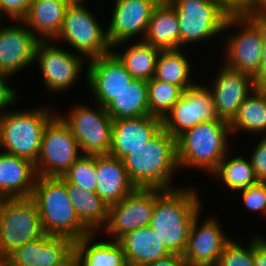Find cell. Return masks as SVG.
Wrapping results in <instances>:
<instances>
[{
    "label": "cell",
    "instance_id": "1",
    "mask_svg": "<svg viewBox=\"0 0 266 266\" xmlns=\"http://www.w3.org/2000/svg\"><path fill=\"white\" fill-rule=\"evenodd\" d=\"M192 187L163 190L155 188V206L150 226L157 231L171 254H181L187 246L194 218L201 213L202 202Z\"/></svg>",
    "mask_w": 266,
    "mask_h": 266
},
{
    "label": "cell",
    "instance_id": "2",
    "mask_svg": "<svg viewBox=\"0 0 266 266\" xmlns=\"http://www.w3.org/2000/svg\"><path fill=\"white\" fill-rule=\"evenodd\" d=\"M130 181L140 188L169 190L178 171L176 138L161 129L151 140L122 159Z\"/></svg>",
    "mask_w": 266,
    "mask_h": 266
},
{
    "label": "cell",
    "instance_id": "3",
    "mask_svg": "<svg viewBox=\"0 0 266 266\" xmlns=\"http://www.w3.org/2000/svg\"><path fill=\"white\" fill-rule=\"evenodd\" d=\"M230 136L229 123L224 120L203 122L187 129L176 138L178 168H196L212 174L231 151Z\"/></svg>",
    "mask_w": 266,
    "mask_h": 266
},
{
    "label": "cell",
    "instance_id": "4",
    "mask_svg": "<svg viewBox=\"0 0 266 266\" xmlns=\"http://www.w3.org/2000/svg\"><path fill=\"white\" fill-rule=\"evenodd\" d=\"M30 198L39 211L45 234L76 242L91 233L77 217L66 184L59 177L37 176Z\"/></svg>",
    "mask_w": 266,
    "mask_h": 266
},
{
    "label": "cell",
    "instance_id": "5",
    "mask_svg": "<svg viewBox=\"0 0 266 266\" xmlns=\"http://www.w3.org/2000/svg\"><path fill=\"white\" fill-rule=\"evenodd\" d=\"M38 107L19 111L13 108L0 115V149L3 152L36 163L45 126L57 112L50 106Z\"/></svg>",
    "mask_w": 266,
    "mask_h": 266
},
{
    "label": "cell",
    "instance_id": "6",
    "mask_svg": "<svg viewBox=\"0 0 266 266\" xmlns=\"http://www.w3.org/2000/svg\"><path fill=\"white\" fill-rule=\"evenodd\" d=\"M240 27L239 32L224 39V65L239 72L255 76L259 71L262 55L266 15L231 14L224 31Z\"/></svg>",
    "mask_w": 266,
    "mask_h": 266
},
{
    "label": "cell",
    "instance_id": "7",
    "mask_svg": "<svg viewBox=\"0 0 266 266\" xmlns=\"http://www.w3.org/2000/svg\"><path fill=\"white\" fill-rule=\"evenodd\" d=\"M167 1L176 10L180 30V49L188 44L204 43L223 33L226 21L231 15L216 0Z\"/></svg>",
    "mask_w": 266,
    "mask_h": 266
},
{
    "label": "cell",
    "instance_id": "8",
    "mask_svg": "<svg viewBox=\"0 0 266 266\" xmlns=\"http://www.w3.org/2000/svg\"><path fill=\"white\" fill-rule=\"evenodd\" d=\"M98 21L85 5H69L61 29L52 41L66 42L73 52L88 60L111 53L107 29Z\"/></svg>",
    "mask_w": 266,
    "mask_h": 266
},
{
    "label": "cell",
    "instance_id": "9",
    "mask_svg": "<svg viewBox=\"0 0 266 266\" xmlns=\"http://www.w3.org/2000/svg\"><path fill=\"white\" fill-rule=\"evenodd\" d=\"M43 235L39 211L30 197L0 199V257Z\"/></svg>",
    "mask_w": 266,
    "mask_h": 266
},
{
    "label": "cell",
    "instance_id": "10",
    "mask_svg": "<svg viewBox=\"0 0 266 266\" xmlns=\"http://www.w3.org/2000/svg\"><path fill=\"white\" fill-rule=\"evenodd\" d=\"M81 155L71 128L57 112L43 132L40 154L35 163L37 175L61 177Z\"/></svg>",
    "mask_w": 266,
    "mask_h": 266
},
{
    "label": "cell",
    "instance_id": "11",
    "mask_svg": "<svg viewBox=\"0 0 266 266\" xmlns=\"http://www.w3.org/2000/svg\"><path fill=\"white\" fill-rule=\"evenodd\" d=\"M93 106L76 104L66 115H59L71 128L82 155H108L113 120L105 107L98 103Z\"/></svg>",
    "mask_w": 266,
    "mask_h": 266
},
{
    "label": "cell",
    "instance_id": "12",
    "mask_svg": "<svg viewBox=\"0 0 266 266\" xmlns=\"http://www.w3.org/2000/svg\"><path fill=\"white\" fill-rule=\"evenodd\" d=\"M52 42L51 40V42L40 41L38 43L35 61L40 67L43 86H46L48 93L58 94L77 83L76 81L82 75V70L88 65L86 64L88 60L74 52L70 53V49L64 50Z\"/></svg>",
    "mask_w": 266,
    "mask_h": 266
},
{
    "label": "cell",
    "instance_id": "13",
    "mask_svg": "<svg viewBox=\"0 0 266 266\" xmlns=\"http://www.w3.org/2000/svg\"><path fill=\"white\" fill-rule=\"evenodd\" d=\"M155 206V188L136 187L119 203L109 206L108 220L101 230L119 241L127 233L151 224Z\"/></svg>",
    "mask_w": 266,
    "mask_h": 266
},
{
    "label": "cell",
    "instance_id": "14",
    "mask_svg": "<svg viewBox=\"0 0 266 266\" xmlns=\"http://www.w3.org/2000/svg\"><path fill=\"white\" fill-rule=\"evenodd\" d=\"M221 120L208 85L197 83L183 91L177 103L162 119V128L174 138L199 123Z\"/></svg>",
    "mask_w": 266,
    "mask_h": 266
},
{
    "label": "cell",
    "instance_id": "15",
    "mask_svg": "<svg viewBox=\"0 0 266 266\" xmlns=\"http://www.w3.org/2000/svg\"><path fill=\"white\" fill-rule=\"evenodd\" d=\"M161 0H115L111 20L107 27V37L112 51L127 41L143 40L153 10ZM140 35V36H139ZM125 42V43H124Z\"/></svg>",
    "mask_w": 266,
    "mask_h": 266
},
{
    "label": "cell",
    "instance_id": "16",
    "mask_svg": "<svg viewBox=\"0 0 266 266\" xmlns=\"http://www.w3.org/2000/svg\"><path fill=\"white\" fill-rule=\"evenodd\" d=\"M200 216L201 213L192 222L183 258L187 266L217 265L224 246L232 238L223 231L217 217H207L200 224Z\"/></svg>",
    "mask_w": 266,
    "mask_h": 266
},
{
    "label": "cell",
    "instance_id": "17",
    "mask_svg": "<svg viewBox=\"0 0 266 266\" xmlns=\"http://www.w3.org/2000/svg\"><path fill=\"white\" fill-rule=\"evenodd\" d=\"M208 89L218 118L230 123L243 101L255 90L254 78L222 64Z\"/></svg>",
    "mask_w": 266,
    "mask_h": 266
},
{
    "label": "cell",
    "instance_id": "18",
    "mask_svg": "<svg viewBox=\"0 0 266 266\" xmlns=\"http://www.w3.org/2000/svg\"><path fill=\"white\" fill-rule=\"evenodd\" d=\"M74 245L68 237L45 234L15 249L6 259L9 266H65L74 258Z\"/></svg>",
    "mask_w": 266,
    "mask_h": 266
},
{
    "label": "cell",
    "instance_id": "19",
    "mask_svg": "<svg viewBox=\"0 0 266 266\" xmlns=\"http://www.w3.org/2000/svg\"><path fill=\"white\" fill-rule=\"evenodd\" d=\"M85 82L95 103L105 107L133 79L118 58L111 52L88 60Z\"/></svg>",
    "mask_w": 266,
    "mask_h": 266
},
{
    "label": "cell",
    "instance_id": "20",
    "mask_svg": "<svg viewBox=\"0 0 266 266\" xmlns=\"http://www.w3.org/2000/svg\"><path fill=\"white\" fill-rule=\"evenodd\" d=\"M39 42L40 40L22 21L12 25L11 23L2 24L0 26V72L15 76L23 68L33 65Z\"/></svg>",
    "mask_w": 266,
    "mask_h": 266
},
{
    "label": "cell",
    "instance_id": "21",
    "mask_svg": "<svg viewBox=\"0 0 266 266\" xmlns=\"http://www.w3.org/2000/svg\"><path fill=\"white\" fill-rule=\"evenodd\" d=\"M162 129V119L154 116L113 120L109 155L123 159L132 150L151 140Z\"/></svg>",
    "mask_w": 266,
    "mask_h": 266
},
{
    "label": "cell",
    "instance_id": "22",
    "mask_svg": "<svg viewBox=\"0 0 266 266\" xmlns=\"http://www.w3.org/2000/svg\"><path fill=\"white\" fill-rule=\"evenodd\" d=\"M37 176L35 163L0 151V199L31 197Z\"/></svg>",
    "mask_w": 266,
    "mask_h": 266
},
{
    "label": "cell",
    "instance_id": "23",
    "mask_svg": "<svg viewBox=\"0 0 266 266\" xmlns=\"http://www.w3.org/2000/svg\"><path fill=\"white\" fill-rule=\"evenodd\" d=\"M96 193L108 205L119 203L136 186L130 181L121 159L96 155Z\"/></svg>",
    "mask_w": 266,
    "mask_h": 266
},
{
    "label": "cell",
    "instance_id": "24",
    "mask_svg": "<svg viewBox=\"0 0 266 266\" xmlns=\"http://www.w3.org/2000/svg\"><path fill=\"white\" fill-rule=\"evenodd\" d=\"M119 243L124 249L127 264L147 266L171 254L150 225L127 233Z\"/></svg>",
    "mask_w": 266,
    "mask_h": 266
},
{
    "label": "cell",
    "instance_id": "25",
    "mask_svg": "<svg viewBox=\"0 0 266 266\" xmlns=\"http://www.w3.org/2000/svg\"><path fill=\"white\" fill-rule=\"evenodd\" d=\"M69 4L32 0L22 22L40 40L51 41L59 33Z\"/></svg>",
    "mask_w": 266,
    "mask_h": 266
},
{
    "label": "cell",
    "instance_id": "26",
    "mask_svg": "<svg viewBox=\"0 0 266 266\" xmlns=\"http://www.w3.org/2000/svg\"><path fill=\"white\" fill-rule=\"evenodd\" d=\"M160 50L180 49V30L175 8L161 0L153 10L143 39Z\"/></svg>",
    "mask_w": 266,
    "mask_h": 266
},
{
    "label": "cell",
    "instance_id": "27",
    "mask_svg": "<svg viewBox=\"0 0 266 266\" xmlns=\"http://www.w3.org/2000/svg\"><path fill=\"white\" fill-rule=\"evenodd\" d=\"M98 233H90L77 240L74 258L79 266H127L125 253L119 241H95Z\"/></svg>",
    "mask_w": 266,
    "mask_h": 266
},
{
    "label": "cell",
    "instance_id": "28",
    "mask_svg": "<svg viewBox=\"0 0 266 266\" xmlns=\"http://www.w3.org/2000/svg\"><path fill=\"white\" fill-rule=\"evenodd\" d=\"M59 178L66 184L68 197L80 222L91 233H101L108 220L109 206L96 192L86 191L64 176Z\"/></svg>",
    "mask_w": 266,
    "mask_h": 266
},
{
    "label": "cell",
    "instance_id": "29",
    "mask_svg": "<svg viewBox=\"0 0 266 266\" xmlns=\"http://www.w3.org/2000/svg\"><path fill=\"white\" fill-rule=\"evenodd\" d=\"M105 109L112 120L149 116L147 81L133 78Z\"/></svg>",
    "mask_w": 266,
    "mask_h": 266
},
{
    "label": "cell",
    "instance_id": "30",
    "mask_svg": "<svg viewBox=\"0 0 266 266\" xmlns=\"http://www.w3.org/2000/svg\"><path fill=\"white\" fill-rule=\"evenodd\" d=\"M229 126L231 135L243 130L266 136V90L255 89L240 105Z\"/></svg>",
    "mask_w": 266,
    "mask_h": 266
},
{
    "label": "cell",
    "instance_id": "31",
    "mask_svg": "<svg viewBox=\"0 0 266 266\" xmlns=\"http://www.w3.org/2000/svg\"><path fill=\"white\" fill-rule=\"evenodd\" d=\"M133 42L126 46L125 51H123L124 49L121 52L115 50L112 53L133 78L148 81L154 78L160 49L153 47L144 40Z\"/></svg>",
    "mask_w": 266,
    "mask_h": 266
},
{
    "label": "cell",
    "instance_id": "32",
    "mask_svg": "<svg viewBox=\"0 0 266 266\" xmlns=\"http://www.w3.org/2000/svg\"><path fill=\"white\" fill-rule=\"evenodd\" d=\"M190 71L191 62L181 49L160 50L154 79L177 85L185 91L198 83L192 80Z\"/></svg>",
    "mask_w": 266,
    "mask_h": 266
},
{
    "label": "cell",
    "instance_id": "33",
    "mask_svg": "<svg viewBox=\"0 0 266 266\" xmlns=\"http://www.w3.org/2000/svg\"><path fill=\"white\" fill-rule=\"evenodd\" d=\"M226 154L219 163L217 169L211 174L222 181L229 190L236 192L257 184V180L250 158H244L241 155L228 157ZM230 158V159H229Z\"/></svg>",
    "mask_w": 266,
    "mask_h": 266
},
{
    "label": "cell",
    "instance_id": "34",
    "mask_svg": "<svg viewBox=\"0 0 266 266\" xmlns=\"http://www.w3.org/2000/svg\"><path fill=\"white\" fill-rule=\"evenodd\" d=\"M147 87L149 113L160 119L164 118L183 93V90L177 85L154 78L147 81Z\"/></svg>",
    "mask_w": 266,
    "mask_h": 266
},
{
    "label": "cell",
    "instance_id": "35",
    "mask_svg": "<svg viewBox=\"0 0 266 266\" xmlns=\"http://www.w3.org/2000/svg\"><path fill=\"white\" fill-rule=\"evenodd\" d=\"M63 176L86 191L96 192V155H81Z\"/></svg>",
    "mask_w": 266,
    "mask_h": 266
},
{
    "label": "cell",
    "instance_id": "36",
    "mask_svg": "<svg viewBox=\"0 0 266 266\" xmlns=\"http://www.w3.org/2000/svg\"><path fill=\"white\" fill-rule=\"evenodd\" d=\"M233 238L224 246L220 254L219 266H255L253 259V238L247 247Z\"/></svg>",
    "mask_w": 266,
    "mask_h": 266
},
{
    "label": "cell",
    "instance_id": "37",
    "mask_svg": "<svg viewBox=\"0 0 266 266\" xmlns=\"http://www.w3.org/2000/svg\"><path fill=\"white\" fill-rule=\"evenodd\" d=\"M238 192L241 194L245 208L250 212L266 215V182H258Z\"/></svg>",
    "mask_w": 266,
    "mask_h": 266
},
{
    "label": "cell",
    "instance_id": "38",
    "mask_svg": "<svg viewBox=\"0 0 266 266\" xmlns=\"http://www.w3.org/2000/svg\"><path fill=\"white\" fill-rule=\"evenodd\" d=\"M32 0H0V12L14 23L22 21L27 14Z\"/></svg>",
    "mask_w": 266,
    "mask_h": 266
},
{
    "label": "cell",
    "instance_id": "39",
    "mask_svg": "<svg viewBox=\"0 0 266 266\" xmlns=\"http://www.w3.org/2000/svg\"><path fill=\"white\" fill-rule=\"evenodd\" d=\"M250 160L257 180L266 182V136L260 138Z\"/></svg>",
    "mask_w": 266,
    "mask_h": 266
},
{
    "label": "cell",
    "instance_id": "40",
    "mask_svg": "<svg viewBox=\"0 0 266 266\" xmlns=\"http://www.w3.org/2000/svg\"><path fill=\"white\" fill-rule=\"evenodd\" d=\"M11 76L10 74L0 72V115L11 109L10 106L15 105L18 103L17 100H19L17 89L7 84Z\"/></svg>",
    "mask_w": 266,
    "mask_h": 266
},
{
    "label": "cell",
    "instance_id": "41",
    "mask_svg": "<svg viewBox=\"0 0 266 266\" xmlns=\"http://www.w3.org/2000/svg\"><path fill=\"white\" fill-rule=\"evenodd\" d=\"M253 78L255 89L266 90V29L264 30L260 68Z\"/></svg>",
    "mask_w": 266,
    "mask_h": 266
},
{
    "label": "cell",
    "instance_id": "42",
    "mask_svg": "<svg viewBox=\"0 0 266 266\" xmlns=\"http://www.w3.org/2000/svg\"><path fill=\"white\" fill-rule=\"evenodd\" d=\"M253 236V259L255 266H266V238Z\"/></svg>",
    "mask_w": 266,
    "mask_h": 266
},
{
    "label": "cell",
    "instance_id": "43",
    "mask_svg": "<svg viewBox=\"0 0 266 266\" xmlns=\"http://www.w3.org/2000/svg\"><path fill=\"white\" fill-rule=\"evenodd\" d=\"M218 1L230 14L247 15V5L251 0H216Z\"/></svg>",
    "mask_w": 266,
    "mask_h": 266
},
{
    "label": "cell",
    "instance_id": "44",
    "mask_svg": "<svg viewBox=\"0 0 266 266\" xmlns=\"http://www.w3.org/2000/svg\"><path fill=\"white\" fill-rule=\"evenodd\" d=\"M147 266H187L186 261L181 254H170L156 262L150 263Z\"/></svg>",
    "mask_w": 266,
    "mask_h": 266
},
{
    "label": "cell",
    "instance_id": "45",
    "mask_svg": "<svg viewBox=\"0 0 266 266\" xmlns=\"http://www.w3.org/2000/svg\"><path fill=\"white\" fill-rule=\"evenodd\" d=\"M247 15H266V0H251L247 5Z\"/></svg>",
    "mask_w": 266,
    "mask_h": 266
},
{
    "label": "cell",
    "instance_id": "46",
    "mask_svg": "<svg viewBox=\"0 0 266 266\" xmlns=\"http://www.w3.org/2000/svg\"><path fill=\"white\" fill-rule=\"evenodd\" d=\"M84 0H66L69 5H84Z\"/></svg>",
    "mask_w": 266,
    "mask_h": 266
},
{
    "label": "cell",
    "instance_id": "47",
    "mask_svg": "<svg viewBox=\"0 0 266 266\" xmlns=\"http://www.w3.org/2000/svg\"><path fill=\"white\" fill-rule=\"evenodd\" d=\"M65 266H79L78 261L73 258L69 263H67Z\"/></svg>",
    "mask_w": 266,
    "mask_h": 266
},
{
    "label": "cell",
    "instance_id": "48",
    "mask_svg": "<svg viewBox=\"0 0 266 266\" xmlns=\"http://www.w3.org/2000/svg\"><path fill=\"white\" fill-rule=\"evenodd\" d=\"M0 266H9L6 258L0 257Z\"/></svg>",
    "mask_w": 266,
    "mask_h": 266
},
{
    "label": "cell",
    "instance_id": "49",
    "mask_svg": "<svg viewBox=\"0 0 266 266\" xmlns=\"http://www.w3.org/2000/svg\"><path fill=\"white\" fill-rule=\"evenodd\" d=\"M42 1H58V2H66V0H42Z\"/></svg>",
    "mask_w": 266,
    "mask_h": 266
},
{
    "label": "cell",
    "instance_id": "50",
    "mask_svg": "<svg viewBox=\"0 0 266 266\" xmlns=\"http://www.w3.org/2000/svg\"><path fill=\"white\" fill-rule=\"evenodd\" d=\"M1 20H3V19H2L1 12H0V26L3 24V21H1Z\"/></svg>",
    "mask_w": 266,
    "mask_h": 266
}]
</instances>
